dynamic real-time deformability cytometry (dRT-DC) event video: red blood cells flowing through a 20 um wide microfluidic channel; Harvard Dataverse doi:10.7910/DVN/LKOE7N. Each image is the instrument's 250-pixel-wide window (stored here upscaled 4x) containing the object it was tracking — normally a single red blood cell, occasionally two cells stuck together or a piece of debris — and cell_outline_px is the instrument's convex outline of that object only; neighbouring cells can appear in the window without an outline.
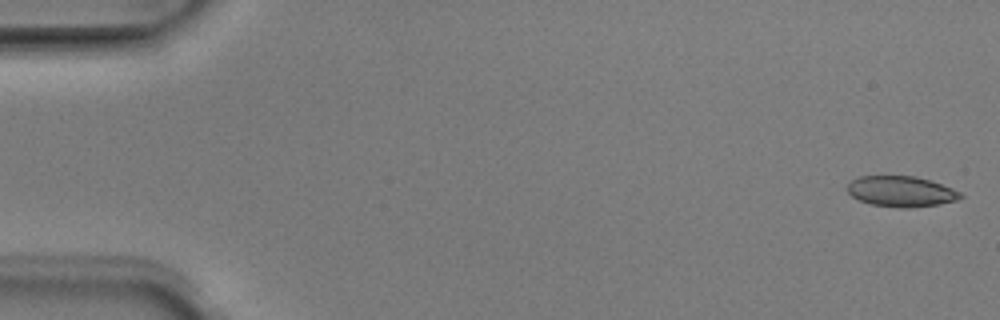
{"species": "Egyptian fruit bat (a non-hibernating species)", "species_latin": "Rousettus aegyptiacus", "temperature_condition": "room temperature", "stored_images_in_passage": 51, "camera_frame_rate_fps": 3000, "um_per_image_px": 0.085, "animal": {"sex": "male"}, "frame": {"image": 1, "passage_image": 1, "time_ms": 0.0, "image_size_px": [1000, 320], "cell_outline_px": [[964, 196], [956, 200], [936, 204], [908, 208], [900, 208], [872, 204], [860, 200], [852, 196], [848, 192], [848, 184], [852, 180], [860, 176], [916, 176], [952, 188], [960, 192]], "centroid_in_image_um": [76.58, 16.27], "position_along_channel_um": 8.4, "area_um2": 19.88}}
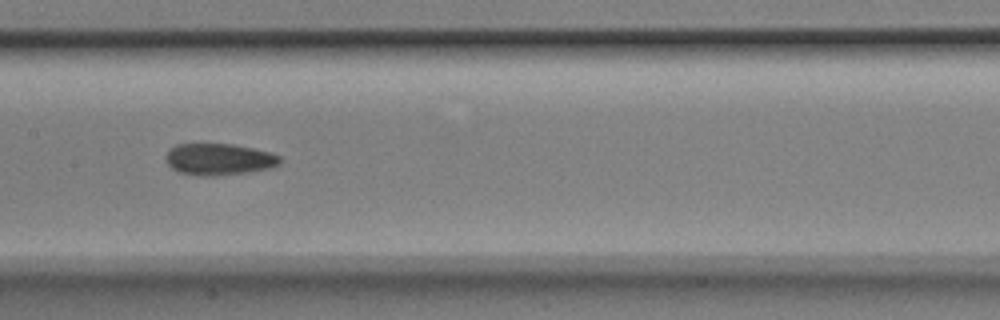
{"frame": {"image": 2, "passage_image": 25, "time_ms": 8.0, "image_size_px": [1000, 320], "cell_outline_px": [[284, 160], [280, 164], [272, 168], [248, 172], [216, 176], [200, 176], [180, 172], [172, 168], [164, 160], [164, 156], [168, 148], [176, 144], [232, 144], [252, 148], [268, 152], [280, 156]], "centroid_in_image_um": [18.6, 13.54], "position_along_channel_um": 188.8, "area_um2": 21.33}}
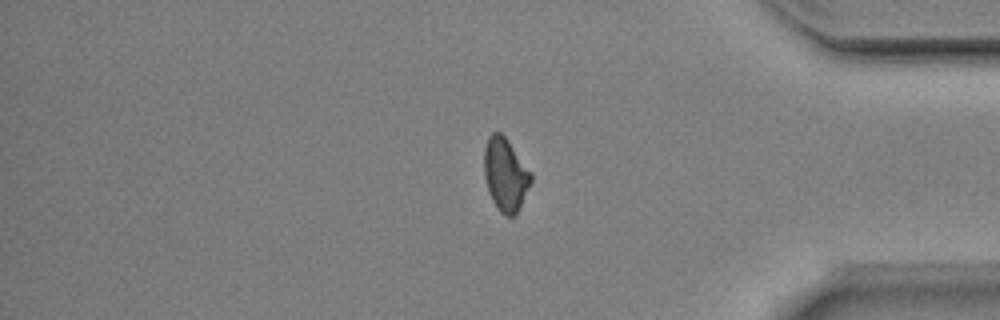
{"frame": {"image": 3, "passage_image": 42, "time_ms": 13.667, "image_size_px": [1000, 320], "cell_outline_px": [[532, 180], [516, 216], [504, 216], [500, 212], [492, 200], [488, 192], [484, 176], [484, 148], [488, 136], [492, 132], [500, 132], [508, 140], [532, 172]], "centroid_in_image_um": [42.96, 14.84], "position_along_channel_um": 392.2, "area_um2": 20.17}}